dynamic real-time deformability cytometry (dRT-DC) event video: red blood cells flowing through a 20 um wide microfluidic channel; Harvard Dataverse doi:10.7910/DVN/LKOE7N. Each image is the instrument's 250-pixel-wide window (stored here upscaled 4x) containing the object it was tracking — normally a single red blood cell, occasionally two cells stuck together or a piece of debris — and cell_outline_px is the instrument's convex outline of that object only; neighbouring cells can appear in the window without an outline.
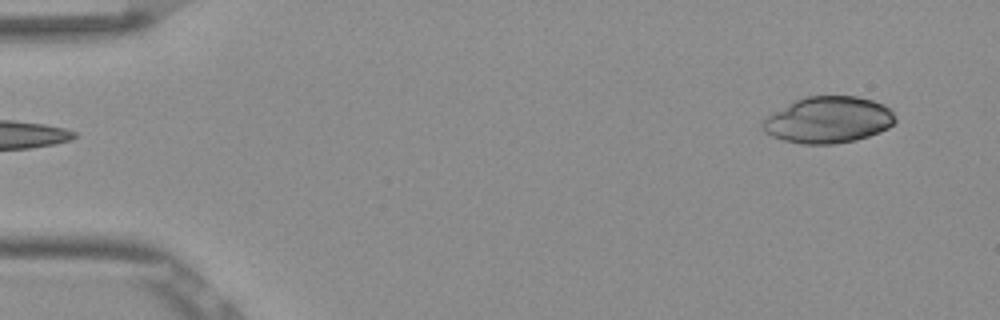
{"species": "Egyptian fruit bat (a non-hibernating species)", "species_latin": "Rousettus aegyptiacus", "temperature_condition": "room temperature", "stored_images_in_passage": 49, "camera_frame_rate_fps": 3000, "um_per_image_px": 0.085, "frame": {"image": 1, "passage_image": 1, "time_ms": 0.0, "image_size_px": [1000, 320], "cell_outline_px": [[896, 120], [888, 128], [880, 132], [856, 140], [832, 144], [804, 144], [784, 140], [772, 136], [764, 132], [760, 128], [764, 120], [768, 116], [796, 100], [808, 96], [856, 96], [872, 100], [884, 104], [892, 112]], "centroid_in_image_um": [70.42, 10.2], "position_along_channel_um": 14.6, "area_um2": 35.6}}